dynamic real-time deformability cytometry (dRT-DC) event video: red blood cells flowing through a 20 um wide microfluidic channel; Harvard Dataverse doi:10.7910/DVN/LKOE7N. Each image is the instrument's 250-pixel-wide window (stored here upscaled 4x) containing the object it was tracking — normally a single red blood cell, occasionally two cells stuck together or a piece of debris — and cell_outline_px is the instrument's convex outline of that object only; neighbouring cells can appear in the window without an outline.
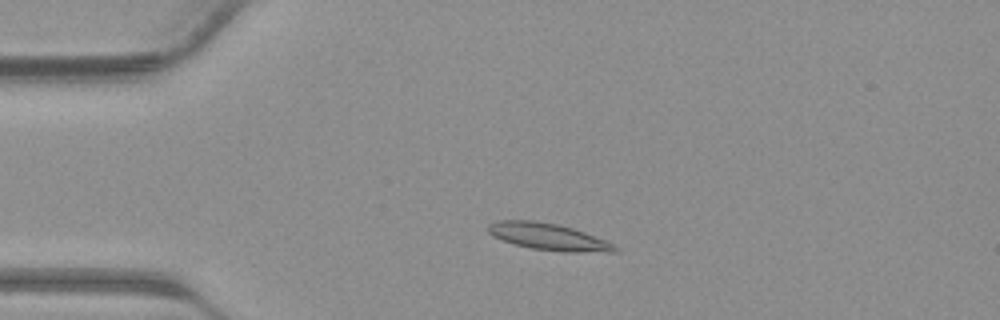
{"species": "common noctule bat (a hibernating species)", "species_latin": "Nyctalus noctula", "temperature_condition": "warm", "stored_images_in_passage": 38, "camera_frame_rate_fps": 3000, "um_per_image_px": 0.085, "animal": {"sex": "male", "body_mass_g": 23.1, "forearm_length_mm": 52.7}, "frame": {"image": 1, "passage_image": 7, "time_ms": 2.0, "image_size_px": [1000, 320], "cell_outline_px": [[620, 252], [564, 252], [532, 248], [516, 244], [492, 236], [488, 232], [488, 224], [496, 220], [532, 220], [556, 224], [572, 228], [584, 232], [604, 240], [620, 248]], "centroid_in_image_um": [46.62, 20.12], "position_along_channel_um": 38.4, "area_um2": 19.65}}
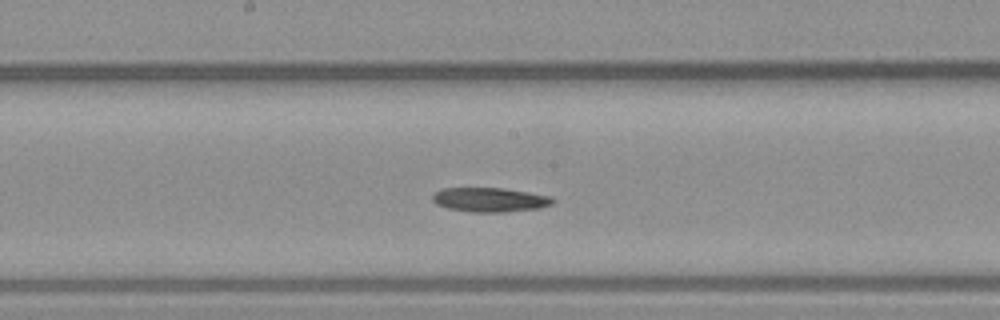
{"frame": {"image": 2, "passage_image": 19, "time_ms": 6.0, "image_size_px": [1000, 320], "cell_outline_px": [[556, 200], [552, 204], [540, 208], [504, 212], [472, 212], [448, 208], [436, 204], [432, 200], [432, 192], [440, 188], [504, 188], [552, 196]], "centroid_in_image_um": [41.63, 16.97], "position_along_channel_um": 206.6, "area_um2": 17.22}}
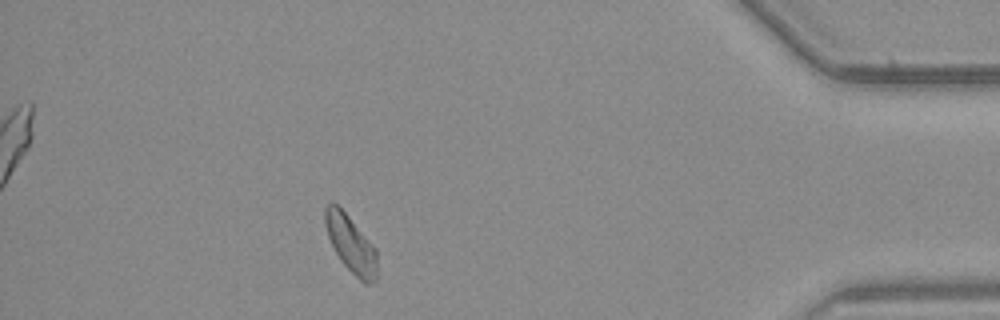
{"frame": {"image": 3, "passage_image": 34, "time_ms": 11.0, "image_size_px": [1000, 320], "cell_outline_px": [[376, 280], [372, 284], [364, 284], [340, 260], [328, 236], [324, 224], [324, 208], [332, 200], [348, 216], [376, 248]], "centroid_in_image_um": [29.81, 20.74], "position_along_channel_um": 405.4, "area_um2": 17.11}}